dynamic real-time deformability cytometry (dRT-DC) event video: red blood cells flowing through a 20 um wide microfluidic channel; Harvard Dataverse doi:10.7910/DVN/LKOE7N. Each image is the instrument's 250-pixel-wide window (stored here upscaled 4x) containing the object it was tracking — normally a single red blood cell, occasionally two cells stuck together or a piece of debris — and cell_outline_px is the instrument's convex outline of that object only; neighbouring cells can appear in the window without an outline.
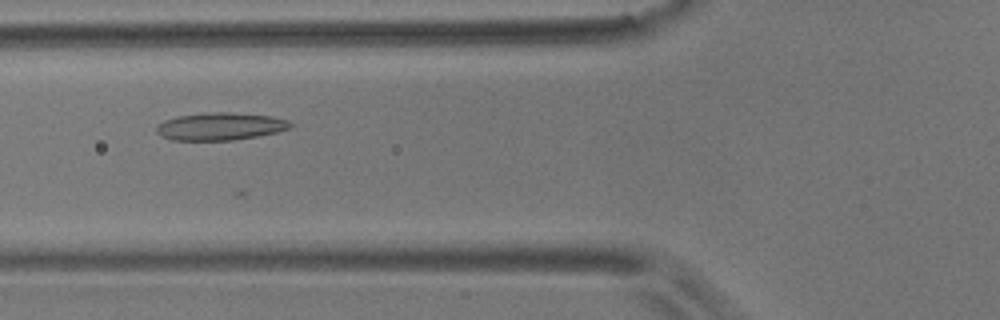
{"species": "common noctule bat (a hibernating species)", "species_latin": "Nyctalus noctula", "temperature_condition": "room temperature", "stored_images_in_passage": 27, "camera_frame_rate_fps": 3000, "um_per_image_px": 0.085, "animal": {"sex": "male", "body_mass_g": 17.9}, "frame": {"image": 1, "passage_image": 8, "time_ms": 2.333, "image_size_px": [1000, 320], "cell_outline_px": [[292, 128], [276, 132], [256, 136], [232, 140], [172, 140], [160, 136], [156, 132], [156, 128], [164, 120], [176, 116], [212, 112], [228, 112], [272, 116], [288, 120], [292, 124]], "centroid_in_image_um": [18.72, 10.74], "position_along_channel_um": 107.1, "area_um2": 21.44}}
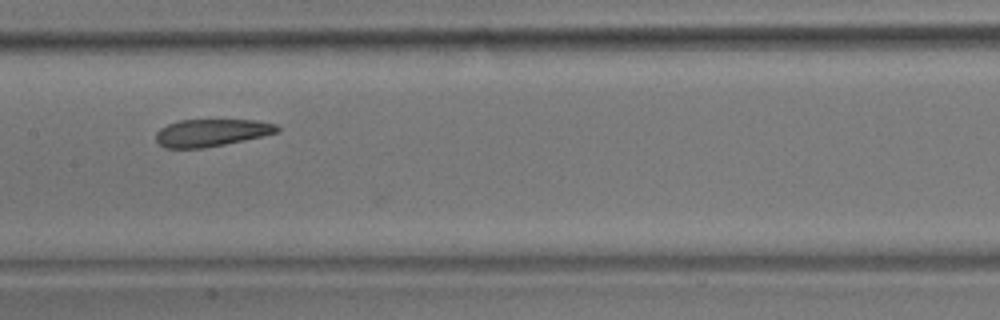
{"frame": {"image": 2, "passage_image": 15, "time_ms": 4.667, "image_size_px": [1000, 320], "cell_outline_px": [[280, 132], [244, 140], [204, 148], [164, 148], [156, 140], [156, 132], [160, 128], [168, 124], [180, 120], [256, 120], [276, 124], [280, 128]], "centroid_in_image_um": [17.98, 11.28], "position_along_channel_um": 189.4, "area_um2": 19.31}}
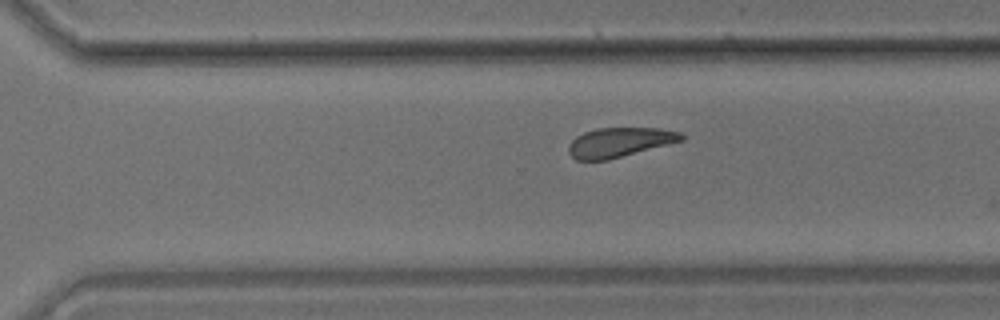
{"frame": {"image": 3, "passage_image": 26, "time_ms": 8.333, "image_size_px": [1000, 320], "cell_outline_px": [[684, 140], [608, 160], [576, 160], [568, 152], [568, 148], [572, 140], [576, 136], [584, 132], [596, 128], [660, 128], [680, 132], [684, 136]], "centroid_in_image_um": [52.66, 12.09], "position_along_channel_um": 317.9, "area_um2": 19.36}}